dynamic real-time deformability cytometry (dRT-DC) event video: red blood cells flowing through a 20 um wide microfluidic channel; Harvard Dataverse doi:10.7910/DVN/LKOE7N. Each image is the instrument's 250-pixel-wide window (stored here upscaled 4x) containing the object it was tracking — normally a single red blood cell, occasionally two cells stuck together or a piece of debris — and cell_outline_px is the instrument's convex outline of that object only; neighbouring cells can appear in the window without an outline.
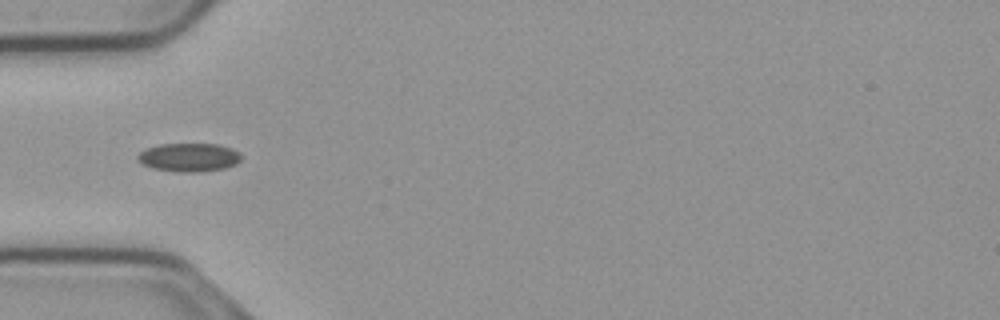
{"species": "common noctule bat (a hibernating species)", "species_latin": "Nyctalus noctula", "temperature_condition": "cold", "stored_images_in_passage": 38, "camera_frame_rate_fps": 3000, "um_per_image_px": 0.085, "animal": {"sex": "male", "body_mass_g": 23.1, "forearm_length_mm": 52.7}, "frame": {"image": 1, "passage_image": 1, "time_ms": 0.0, "image_size_px": [1000, 320], "cell_outline_px": [[240, 160], [236, 164], [224, 168], [200, 172], [176, 172], [152, 168], [144, 164], [136, 156], [140, 152], [148, 148], [160, 144], [216, 144], [232, 148], [240, 152]], "centroid_in_image_um": [16.09, 13.38], "position_along_channel_um": 68.9, "area_um2": 17.11}}
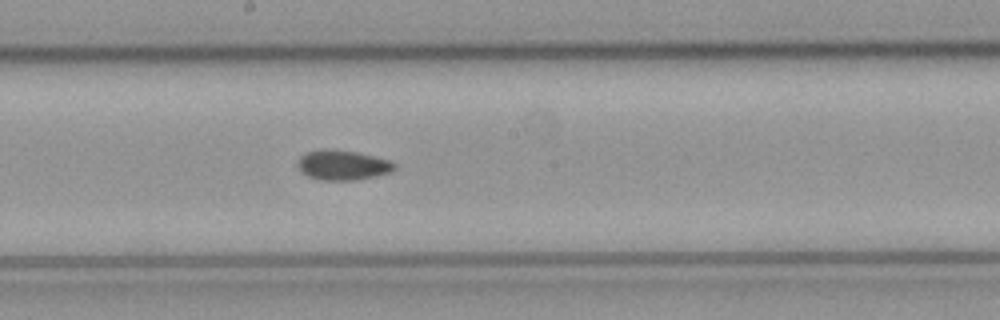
{"frame": {"image": 2, "passage_image": 13, "time_ms": 4.0, "image_size_px": [1000, 320], "cell_outline_px": [[396, 168], [388, 172], [376, 176], [356, 180], [320, 180], [308, 176], [300, 172], [296, 164], [300, 156], [308, 152], [320, 148], [332, 148], [356, 152], [388, 160], [396, 164]], "centroid_in_image_um": [29.06, 14.02], "position_along_channel_um": 219.1, "area_um2": 16.99}}
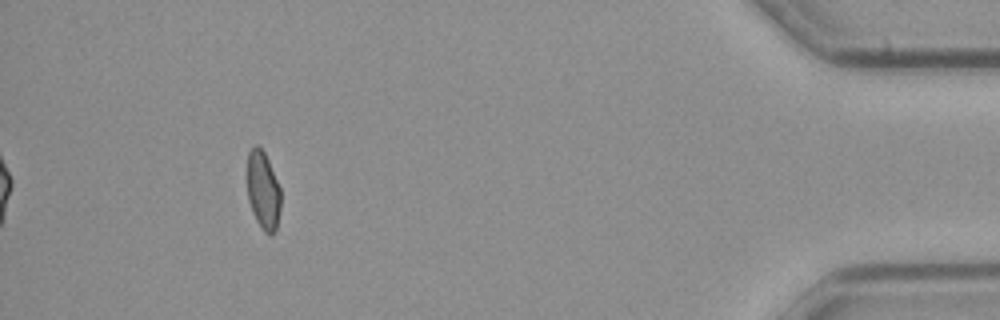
{"frame": {"image": 3, "passage_image": 34, "time_ms": 11.0, "image_size_px": [1000, 320], "cell_outline_px": [[280, 208], [276, 232], [272, 236], [268, 236], [264, 232], [256, 220], [252, 212], [248, 200], [248, 152], [256, 144], [264, 152], [268, 160], [280, 188]], "centroid_in_image_um": [22.37, 16.25], "position_along_channel_um": 412.8, "area_um2": 15.26}, "authors_computed_cell_mechanics": {"area_um2": 16.2996, "velocity_mm_per_s": 3.7225, "shape_relaxation_time_tau1_ms": null, "shape_relaxation_time_tau2_ms": 3.2125, "deformation_change_tau1": null, "deformation_change_tau2": 0.0496}}